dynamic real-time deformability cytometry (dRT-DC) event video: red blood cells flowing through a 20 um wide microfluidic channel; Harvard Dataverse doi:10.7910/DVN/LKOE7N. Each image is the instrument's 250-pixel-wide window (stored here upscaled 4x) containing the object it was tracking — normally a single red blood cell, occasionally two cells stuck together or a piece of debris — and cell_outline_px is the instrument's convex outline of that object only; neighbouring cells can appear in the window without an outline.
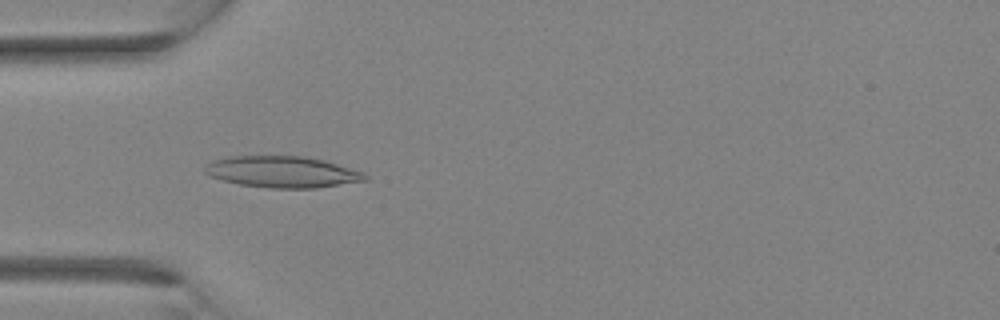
{"species": "Egyptian fruit bat (a non-hibernating species)", "species_latin": "Rousettus aegyptiacus", "temperature_condition": "room temperature", "stored_images_in_passage": 12, "camera_frame_rate_fps": 3000, "um_per_image_px": 0.085, "animal": {"sex": "female"}, "frame": {"image": 1, "passage_image": 10, "time_ms": 3.0, "image_size_px": [1000, 320], "cell_outline_px": [[368, 180], [316, 188], [268, 188], [240, 184], [208, 176], [204, 172], [204, 168], [212, 160], [232, 156], [304, 156], [324, 160], [364, 172], [368, 176]], "centroid_in_image_um": [24.01, 14.61], "position_along_channel_um": 61.0, "area_um2": 29.3}}
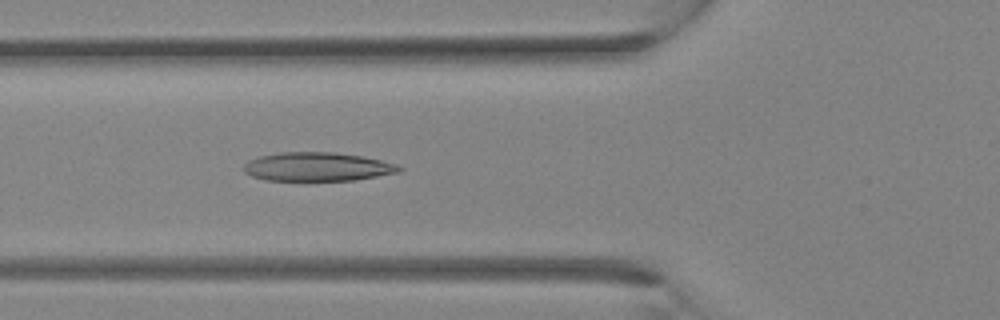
{"frame": {"image": 2, "passage_image": 12, "time_ms": 3.667, "image_size_px": [1000, 320], "cell_outline_px": [[404, 168], [400, 172], [356, 180], [264, 180], [252, 176], [244, 172], [244, 164], [248, 160], [260, 156], [280, 152], [336, 152], [364, 156], [396, 164]], "centroid_in_image_um": [26.99, 14.17], "position_along_channel_um": 98.8, "area_um2": 26.13}}